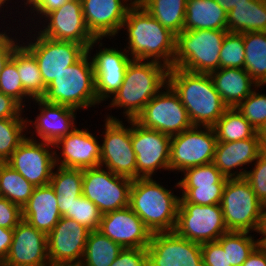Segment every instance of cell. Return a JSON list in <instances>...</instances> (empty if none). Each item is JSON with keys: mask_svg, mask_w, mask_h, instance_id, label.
Instances as JSON below:
<instances>
[{"mask_svg": "<svg viewBox=\"0 0 266 266\" xmlns=\"http://www.w3.org/2000/svg\"><path fill=\"white\" fill-rule=\"evenodd\" d=\"M126 121L131 126L137 178H151L159 169L170 171L171 137L157 130L145 128L136 120Z\"/></svg>", "mask_w": 266, "mask_h": 266, "instance_id": "cell-14", "label": "cell"}, {"mask_svg": "<svg viewBox=\"0 0 266 266\" xmlns=\"http://www.w3.org/2000/svg\"><path fill=\"white\" fill-rule=\"evenodd\" d=\"M83 128L76 127L70 134L60 138L54 144V148H56L54 152L55 164L57 166L74 169L100 166L101 141H98L88 128Z\"/></svg>", "mask_w": 266, "mask_h": 266, "instance_id": "cell-20", "label": "cell"}, {"mask_svg": "<svg viewBox=\"0 0 266 266\" xmlns=\"http://www.w3.org/2000/svg\"><path fill=\"white\" fill-rule=\"evenodd\" d=\"M101 218L99 208L83 195L71 204V219L90 231L98 230Z\"/></svg>", "mask_w": 266, "mask_h": 266, "instance_id": "cell-43", "label": "cell"}, {"mask_svg": "<svg viewBox=\"0 0 266 266\" xmlns=\"http://www.w3.org/2000/svg\"><path fill=\"white\" fill-rule=\"evenodd\" d=\"M259 136L262 138V140L266 137V122L264 125L258 130Z\"/></svg>", "mask_w": 266, "mask_h": 266, "instance_id": "cell-57", "label": "cell"}, {"mask_svg": "<svg viewBox=\"0 0 266 266\" xmlns=\"http://www.w3.org/2000/svg\"><path fill=\"white\" fill-rule=\"evenodd\" d=\"M209 75L228 108L237 107L258 86L245 69L219 68Z\"/></svg>", "mask_w": 266, "mask_h": 266, "instance_id": "cell-27", "label": "cell"}, {"mask_svg": "<svg viewBox=\"0 0 266 266\" xmlns=\"http://www.w3.org/2000/svg\"><path fill=\"white\" fill-rule=\"evenodd\" d=\"M227 30V13L215 0H187L184 30Z\"/></svg>", "mask_w": 266, "mask_h": 266, "instance_id": "cell-28", "label": "cell"}, {"mask_svg": "<svg viewBox=\"0 0 266 266\" xmlns=\"http://www.w3.org/2000/svg\"><path fill=\"white\" fill-rule=\"evenodd\" d=\"M123 29L128 36L125 50L132 59H149L172 68L176 35L163 27L137 2L128 10Z\"/></svg>", "mask_w": 266, "mask_h": 266, "instance_id": "cell-1", "label": "cell"}, {"mask_svg": "<svg viewBox=\"0 0 266 266\" xmlns=\"http://www.w3.org/2000/svg\"><path fill=\"white\" fill-rule=\"evenodd\" d=\"M258 85L236 108L258 131L266 122V94L258 92ZM258 90V91H256Z\"/></svg>", "mask_w": 266, "mask_h": 266, "instance_id": "cell-42", "label": "cell"}, {"mask_svg": "<svg viewBox=\"0 0 266 266\" xmlns=\"http://www.w3.org/2000/svg\"><path fill=\"white\" fill-rule=\"evenodd\" d=\"M174 232L199 244L217 241L229 232L220 204L199 205L179 199Z\"/></svg>", "mask_w": 266, "mask_h": 266, "instance_id": "cell-8", "label": "cell"}, {"mask_svg": "<svg viewBox=\"0 0 266 266\" xmlns=\"http://www.w3.org/2000/svg\"><path fill=\"white\" fill-rule=\"evenodd\" d=\"M216 145L213 127L192 126L171 136L170 171L182 173L187 168L213 162Z\"/></svg>", "mask_w": 266, "mask_h": 266, "instance_id": "cell-11", "label": "cell"}, {"mask_svg": "<svg viewBox=\"0 0 266 266\" xmlns=\"http://www.w3.org/2000/svg\"><path fill=\"white\" fill-rule=\"evenodd\" d=\"M180 196L151 178L133 180L129 207L151 231L173 232L177 221Z\"/></svg>", "mask_w": 266, "mask_h": 266, "instance_id": "cell-4", "label": "cell"}, {"mask_svg": "<svg viewBox=\"0 0 266 266\" xmlns=\"http://www.w3.org/2000/svg\"><path fill=\"white\" fill-rule=\"evenodd\" d=\"M31 28L32 31L26 32L28 37L30 36L29 39L22 44L37 60L43 83L47 87L65 68L76 63L87 52V49L76 42L47 38L34 30L32 26Z\"/></svg>", "mask_w": 266, "mask_h": 266, "instance_id": "cell-10", "label": "cell"}, {"mask_svg": "<svg viewBox=\"0 0 266 266\" xmlns=\"http://www.w3.org/2000/svg\"><path fill=\"white\" fill-rule=\"evenodd\" d=\"M263 151L266 153V137L262 140Z\"/></svg>", "mask_w": 266, "mask_h": 266, "instance_id": "cell-59", "label": "cell"}, {"mask_svg": "<svg viewBox=\"0 0 266 266\" xmlns=\"http://www.w3.org/2000/svg\"><path fill=\"white\" fill-rule=\"evenodd\" d=\"M228 13L240 3H249L250 0H215Z\"/></svg>", "mask_w": 266, "mask_h": 266, "instance_id": "cell-56", "label": "cell"}, {"mask_svg": "<svg viewBox=\"0 0 266 266\" xmlns=\"http://www.w3.org/2000/svg\"><path fill=\"white\" fill-rule=\"evenodd\" d=\"M203 266H228L227 250L217 242L201 244Z\"/></svg>", "mask_w": 266, "mask_h": 266, "instance_id": "cell-46", "label": "cell"}, {"mask_svg": "<svg viewBox=\"0 0 266 266\" xmlns=\"http://www.w3.org/2000/svg\"><path fill=\"white\" fill-rule=\"evenodd\" d=\"M68 0H27L26 2H24L23 5H25L26 7H31L30 8V13H29V17L26 18V20H30L29 22H33V25L38 22H40L48 13L58 9L59 7H61L65 2H67ZM32 11V12H31ZM32 13L34 17H32ZM36 14L38 16H36ZM31 15V16H30ZM37 17V18H35ZM29 18V19H28ZM32 21H31V19ZM37 19V21L35 22V19ZM39 18V20H38Z\"/></svg>", "mask_w": 266, "mask_h": 266, "instance_id": "cell-49", "label": "cell"}, {"mask_svg": "<svg viewBox=\"0 0 266 266\" xmlns=\"http://www.w3.org/2000/svg\"><path fill=\"white\" fill-rule=\"evenodd\" d=\"M227 30H183L176 35L172 68L210 74L219 69L221 47Z\"/></svg>", "mask_w": 266, "mask_h": 266, "instance_id": "cell-6", "label": "cell"}, {"mask_svg": "<svg viewBox=\"0 0 266 266\" xmlns=\"http://www.w3.org/2000/svg\"><path fill=\"white\" fill-rule=\"evenodd\" d=\"M54 170L49 184L57 196L80 197L82 195L83 169L64 168L56 165Z\"/></svg>", "mask_w": 266, "mask_h": 266, "instance_id": "cell-38", "label": "cell"}, {"mask_svg": "<svg viewBox=\"0 0 266 266\" xmlns=\"http://www.w3.org/2000/svg\"><path fill=\"white\" fill-rule=\"evenodd\" d=\"M135 120L145 128L157 130L170 137L193 126L179 95L169 84L145 105Z\"/></svg>", "mask_w": 266, "mask_h": 266, "instance_id": "cell-13", "label": "cell"}, {"mask_svg": "<svg viewBox=\"0 0 266 266\" xmlns=\"http://www.w3.org/2000/svg\"><path fill=\"white\" fill-rule=\"evenodd\" d=\"M22 220V208L0 197V227L14 229Z\"/></svg>", "mask_w": 266, "mask_h": 266, "instance_id": "cell-47", "label": "cell"}, {"mask_svg": "<svg viewBox=\"0 0 266 266\" xmlns=\"http://www.w3.org/2000/svg\"><path fill=\"white\" fill-rule=\"evenodd\" d=\"M169 85L179 95L193 126L213 127L228 109L209 74L170 68Z\"/></svg>", "mask_w": 266, "mask_h": 266, "instance_id": "cell-3", "label": "cell"}, {"mask_svg": "<svg viewBox=\"0 0 266 266\" xmlns=\"http://www.w3.org/2000/svg\"><path fill=\"white\" fill-rule=\"evenodd\" d=\"M22 109L25 110L16 100L0 92V119L24 118Z\"/></svg>", "mask_w": 266, "mask_h": 266, "instance_id": "cell-51", "label": "cell"}, {"mask_svg": "<svg viewBox=\"0 0 266 266\" xmlns=\"http://www.w3.org/2000/svg\"><path fill=\"white\" fill-rule=\"evenodd\" d=\"M89 233L77 221L62 216L47 235L50 265H80Z\"/></svg>", "mask_w": 266, "mask_h": 266, "instance_id": "cell-19", "label": "cell"}, {"mask_svg": "<svg viewBox=\"0 0 266 266\" xmlns=\"http://www.w3.org/2000/svg\"><path fill=\"white\" fill-rule=\"evenodd\" d=\"M0 92L12 97L23 108L26 107L25 101H27V99L28 103L33 100L24 91L17 71V47L14 49L11 58L4 65L2 72L0 73Z\"/></svg>", "mask_w": 266, "mask_h": 266, "instance_id": "cell-40", "label": "cell"}, {"mask_svg": "<svg viewBox=\"0 0 266 266\" xmlns=\"http://www.w3.org/2000/svg\"><path fill=\"white\" fill-rule=\"evenodd\" d=\"M34 188L35 186L6 162H0V197L23 208Z\"/></svg>", "mask_w": 266, "mask_h": 266, "instance_id": "cell-35", "label": "cell"}, {"mask_svg": "<svg viewBox=\"0 0 266 266\" xmlns=\"http://www.w3.org/2000/svg\"><path fill=\"white\" fill-rule=\"evenodd\" d=\"M98 231L122 248H147L152 235L129 206L102 214Z\"/></svg>", "mask_w": 266, "mask_h": 266, "instance_id": "cell-21", "label": "cell"}, {"mask_svg": "<svg viewBox=\"0 0 266 266\" xmlns=\"http://www.w3.org/2000/svg\"><path fill=\"white\" fill-rule=\"evenodd\" d=\"M263 203L244 178L227 179L220 206L228 231H258Z\"/></svg>", "mask_w": 266, "mask_h": 266, "instance_id": "cell-7", "label": "cell"}, {"mask_svg": "<svg viewBox=\"0 0 266 266\" xmlns=\"http://www.w3.org/2000/svg\"><path fill=\"white\" fill-rule=\"evenodd\" d=\"M225 184L198 186V188H181V197L188 203L199 205L220 204Z\"/></svg>", "mask_w": 266, "mask_h": 266, "instance_id": "cell-44", "label": "cell"}, {"mask_svg": "<svg viewBox=\"0 0 266 266\" xmlns=\"http://www.w3.org/2000/svg\"><path fill=\"white\" fill-rule=\"evenodd\" d=\"M9 3H10V0H0V12L3 10V13H4V7L7 6V4H9ZM1 8H3V9H1Z\"/></svg>", "mask_w": 266, "mask_h": 266, "instance_id": "cell-58", "label": "cell"}, {"mask_svg": "<svg viewBox=\"0 0 266 266\" xmlns=\"http://www.w3.org/2000/svg\"><path fill=\"white\" fill-rule=\"evenodd\" d=\"M17 71L24 91L32 99H42L46 86L34 55L23 45L17 46Z\"/></svg>", "mask_w": 266, "mask_h": 266, "instance_id": "cell-33", "label": "cell"}, {"mask_svg": "<svg viewBox=\"0 0 266 266\" xmlns=\"http://www.w3.org/2000/svg\"><path fill=\"white\" fill-rule=\"evenodd\" d=\"M133 180L114 174L101 166L83 169L82 195L102 214L129 206Z\"/></svg>", "mask_w": 266, "mask_h": 266, "instance_id": "cell-12", "label": "cell"}, {"mask_svg": "<svg viewBox=\"0 0 266 266\" xmlns=\"http://www.w3.org/2000/svg\"><path fill=\"white\" fill-rule=\"evenodd\" d=\"M252 165L253 169L246 171L244 179L250 184L256 197L266 204V153L263 151Z\"/></svg>", "mask_w": 266, "mask_h": 266, "instance_id": "cell-45", "label": "cell"}, {"mask_svg": "<svg viewBox=\"0 0 266 266\" xmlns=\"http://www.w3.org/2000/svg\"><path fill=\"white\" fill-rule=\"evenodd\" d=\"M129 2V3H128ZM137 0H81L84 19L96 39L114 38Z\"/></svg>", "mask_w": 266, "mask_h": 266, "instance_id": "cell-22", "label": "cell"}, {"mask_svg": "<svg viewBox=\"0 0 266 266\" xmlns=\"http://www.w3.org/2000/svg\"><path fill=\"white\" fill-rule=\"evenodd\" d=\"M32 101L37 103L38 110L40 111L36 115L35 121L26 117L27 131L28 127L33 126L34 132L29 131L31 134L29 138L34 140V135L39 137V141L55 144L60 138L70 134L76 128V114L77 111L74 108L47 103L43 99H33ZM34 122V123H33Z\"/></svg>", "mask_w": 266, "mask_h": 266, "instance_id": "cell-24", "label": "cell"}, {"mask_svg": "<svg viewBox=\"0 0 266 266\" xmlns=\"http://www.w3.org/2000/svg\"><path fill=\"white\" fill-rule=\"evenodd\" d=\"M25 118L0 119V162H6L27 137Z\"/></svg>", "mask_w": 266, "mask_h": 266, "instance_id": "cell-37", "label": "cell"}, {"mask_svg": "<svg viewBox=\"0 0 266 266\" xmlns=\"http://www.w3.org/2000/svg\"><path fill=\"white\" fill-rule=\"evenodd\" d=\"M102 40L95 39L87 49L94 66L95 92L100 103L106 102L119 90L126 68L132 60L125 48L120 47L118 50L109 46L104 47ZM95 46H98V50L92 54Z\"/></svg>", "mask_w": 266, "mask_h": 266, "instance_id": "cell-15", "label": "cell"}, {"mask_svg": "<svg viewBox=\"0 0 266 266\" xmlns=\"http://www.w3.org/2000/svg\"><path fill=\"white\" fill-rule=\"evenodd\" d=\"M61 217L57 195L50 184L35 187L30 199L22 208V219L47 235Z\"/></svg>", "mask_w": 266, "mask_h": 266, "instance_id": "cell-26", "label": "cell"}, {"mask_svg": "<svg viewBox=\"0 0 266 266\" xmlns=\"http://www.w3.org/2000/svg\"><path fill=\"white\" fill-rule=\"evenodd\" d=\"M4 266H50L47 234L22 220L13 229V239Z\"/></svg>", "mask_w": 266, "mask_h": 266, "instance_id": "cell-23", "label": "cell"}, {"mask_svg": "<svg viewBox=\"0 0 266 266\" xmlns=\"http://www.w3.org/2000/svg\"><path fill=\"white\" fill-rule=\"evenodd\" d=\"M8 28L9 27H6L7 30L0 31V73L2 72L4 65L11 58L14 49L21 41L23 42V40L17 39L16 35L15 38L14 36L12 38V35L9 32L7 33V31H9Z\"/></svg>", "mask_w": 266, "mask_h": 266, "instance_id": "cell-50", "label": "cell"}, {"mask_svg": "<svg viewBox=\"0 0 266 266\" xmlns=\"http://www.w3.org/2000/svg\"><path fill=\"white\" fill-rule=\"evenodd\" d=\"M183 178L176 182L175 188H198L212 184H226L227 179L213 162L190 167L184 170Z\"/></svg>", "mask_w": 266, "mask_h": 266, "instance_id": "cell-39", "label": "cell"}, {"mask_svg": "<svg viewBox=\"0 0 266 266\" xmlns=\"http://www.w3.org/2000/svg\"><path fill=\"white\" fill-rule=\"evenodd\" d=\"M169 84V68L155 61L132 59L124 80L107 108L121 109L127 120H135L149 101Z\"/></svg>", "mask_w": 266, "mask_h": 266, "instance_id": "cell-2", "label": "cell"}, {"mask_svg": "<svg viewBox=\"0 0 266 266\" xmlns=\"http://www.w3.org/2000/svg\"><path fill=\"white\" fill-rule=\"evenodd\" d=\"M110 266H148L146 248H123Z\"/></svg>", "mask_w": 266, "mask_h": 266, "instance_id": "cell-48", "label": "cell"}, {"mask_svg": "<svg viewBox=\"0 0 266 266\" xmlns=\"http://www.w3.org/2000/svg\"><path fill=\"white\" fill-rule=\"evenodd\" d=\"M42 99L76 110L101 104L95 92L94 66L88 51L46 87Z\"/></svg>", "mask_w": 266, "mask_h": 266, "instance_id": "cell-5", "label": "cell"}, {"mask_svg": "<svg viewBox=\"0 0 266 266\" xmlns=\"http://www.w3.org/2000/svg\"><path fill=\"white\" fill-rule=\"evenodd\" d=\"M34 139L27 136L6 163L33 186L38 187L50 183L56 166L55 150L53 144Z\"/></svg>", "mask_w": 266, "mask_h": 266, "instance_id": "cell-16", "label": "cell"}, {"mask_svg": "<svg viewBox=\"0 0 266 266\" xmlns=\"http://www.w3.org/2000/svg\"><path fill=\"white\" fill-rule=\"evenodd\" d=\"M122 249L100 231H90L80 266H110Z\"/></svg>", "mask_w": 266, "mask_h": 266, "instance_id": "cell-34", "label": "cell"}, {"mask_svg": "<svg viewBox=\"0 0 266 266\" xmlns=\"http://www.w3.org/2000/svg\"><path fill=\"white\" fill-rule=\"evenodd\" d=\"M146 251L148 266H203L201 244L174 231L152 233Z\"/></svg>", "mask_w": 266, "mask_h": 266, "instance_id": "cell-18", "label": "cell"}, {"mask_svg": "<svg viewBox=\"0 0 266 266\" xmlns=\"http://www.w3.org/2000/svg\"><path fill=\"white\" fill-rule=\"evenodd\" d=\"M13 239V229L0 227V263L6 259Z\"/></svg>", "mask_w": 266, "mask_h": 266, "instance_id": "cell-52", "label": "cell"}, {"mask_svg": "<svg viewBox=\"0 0 266 266\" xmlns=\"http://www.w3.org/2000/svg\"><path fill=\"white\" fill-rule=\"evenodd\" d=\"M50 266H80V265H50Z\"/></svg>", "mask_w": 266, "mask_h": 266, "instance_id": "cell-60", "label": "cell"}, {"mask_svg": "<svg viewBox=\"0 0 266 266\" xmlns=\"http://www.w3.org/2000/svg\"><path fill=\"white\" fill-rule=\"evenodd\" d=\"M213 129L217 142H235L252 138L258 133L236 107L228 108Z\"/></svg>", "mask_w": 266, "mask_h": 266, "instance_id": "cell-32", "label": "cell"}, {"mask_svg": "<svg viewBox=\"0 0 266 266\" xmlns=\"http://www.w3.org/2000/svg\"><path fill=\"white\" fill-rule=\"evenodd\" d=\"M241 266H266V246L260 244Z\"/></svg>", "mask_w": 266, "mask_h": 266, "instance_id": "cell-53", "label": "cell"}, {"mask_svg": "<svg viewBox=\"0 0 266 266\" xmlns=\"http://www.w3.org/2000/svg\"><path fill=\"white\" fill-rule=\"evenodd\" d=\"M257 233L261 235V238H258L260 244L266 246V204L263 205L261 221Z\"/></svg>", "mask_w": 266, "mask_h": 266, "instance_id": "cell-55", "label": "cell"}, {"mask_svg": "<svg viewBox=\"0 0 266 266\" xmlns=\"http://www.w3.org/2000/svg\"><path fill=\"white\" fill-rule=\"evenodd\" d=\"M101 144L100 166L114 174L137 179L136 155L131 141V127L119 118L106 114Z\"/></svg>", "mask_w": 266, "mask_h": 266, "instance_id": "cell-9", "label": "cell"}, {"mask_svg": "<svg viewBox=\"0 0 266 266\" xmlns=\"http://www.w3.org/2000/svg\"><path fill=\"white\" fill-rule=\"evenodd\" d=\"M250 233L229 231L217 240L227 250L228 266H241L260 245L259 239H254V235Z\"/></svg>", "mask_w": 266, "mask_h": 266, "instance_id": "cell-36", "label": "cell"}, {"mask_svg": "<svg viewBox=\"0 0 266 266\" xmlns=\"http://www.w3.org/2000/svg\"><path fill=\"white\" fill-rule=\"evenodd\" d=\"M227 31L266 32V0L240 3L227 13Z\"/></svg>", "mask_w": 266, "mask_h": 266, "instance_id": "cell-29", "label": "cell"}, {"mask_svg": "<svg viewBox=\"0 0 266 266\" xmlns=\"http://www.w3.org/2000/svg\"><path fill=\"white\" fill-rule=\"evenodd\" d=\"M46 22V23H45ZM35 24L38 32L57 41H72L83 45L86 49L96 39L87 28L81 0H68L58 9L48 13L43 22ZM47 24V25H46Z\"/></svg>", "mask_w": 266, "mask_h": 266, "instance_id": "cell-17", "label": "cell"}, {"mask_svg": "<svg viewBox=\"0 0 266 266\" xmlns=\"http://www.w3.org/2000/svg\"><path fill=\"white\" fill-rule=\"evenodd\" d=\"M244 69L258 85H266V32L243 33Z\"/></svg>", "mask_w": 266, "mask_h": 266, "instance_id": "cell-31", "label": "cell"}, {"mask_svg": "<svg viewBox=\"0 0 266 266\" xmlns=\"http://www.w3.org/2000/svg\"><path fill=\"white\" fill-rule=\"evenodd\" d=\"M137 3L175 35L184 30L187 0H137Z\"/></svg>", "mask_w": 266, "mask_h": 266, "instance_id": "cell-30", "label": "cell"}, {"mask_svg": "<svg viewBox=\"0 0 266 266\" xmlns=\"http://www.w3.org/2000/svg\"><path fill=\"white\" fill-rule=\"evenodd\" d=\"M262 152V138L257 133L252 138L244 140L217 142L213 163L228 179L244 178L247 170L242 167L251 165ZM235 168L240 169L234 171Z\"/></svg>", "mask_w": 266, "mask_h": 266, "instance_id": "cell-25", "label": "cell"}, {"mask_svg": "<svg viewBox=\"0 0 266 266\" xmlns=\"http://www.w3.org/2000/svg\"><path fill=\"white\" fill-rule=\"evenodd\" d=\"M78 198L57 196L58 209L61 216L71 218V204L77 201Z\"/></svg>", "mask_w": 266, "mask_h": 266, "instance_id": "cell-54", "label": "cell"}, {"mask_svg": "<svg viewBox=\"0 0 266 266\" xmlns=\"http://www.w3.org/2000/svg\"><path fill=\"white\" fill-rule=\"evenodd\" d=\"M243 33L227 32L220 51L219 68L244 69Z\"/></svg>", "mask_w": 266, "mask_h": 266, "instance_id": "cell-41", "label": "cell"}]
</instances>
